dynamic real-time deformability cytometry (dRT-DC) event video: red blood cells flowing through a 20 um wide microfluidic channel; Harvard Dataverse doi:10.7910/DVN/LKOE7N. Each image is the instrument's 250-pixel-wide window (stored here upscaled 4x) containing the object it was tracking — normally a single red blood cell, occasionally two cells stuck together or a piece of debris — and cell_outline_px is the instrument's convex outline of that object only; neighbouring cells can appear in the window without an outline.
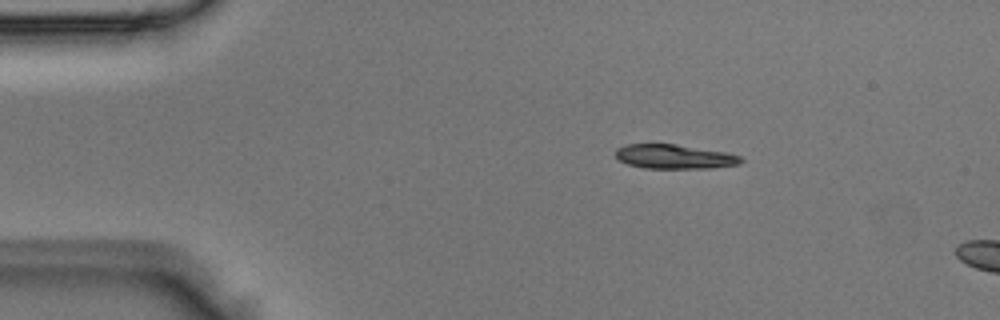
{"species": "Egyptian fruit bat (a non-hibernating species)", "species_latin": "Rousettus aegyptiacus", "temperature_condition": "room temperature", "stored_images_in_passage": 6, "camera_frame_rate_fps": 3000, "um_per_image_px": 0.085, "animal": {"sex": "male"}, "frame": {"image": 1, "passage_image": 2, "time_ms": 0.333, "image_size_px": [1000, 320], "cell_outline_px": [[744, 160], [740, 164], [712, 168], [644, 168], [628, 164], [620, 160], [616, 156], [616, 148], [624, 144], [676, 144], [728, 152], [740, 156]], "centroid_in_image_um": [57.35, 13.31], "position_along_channel_um": 27.6, "area_um2": 17.86}}